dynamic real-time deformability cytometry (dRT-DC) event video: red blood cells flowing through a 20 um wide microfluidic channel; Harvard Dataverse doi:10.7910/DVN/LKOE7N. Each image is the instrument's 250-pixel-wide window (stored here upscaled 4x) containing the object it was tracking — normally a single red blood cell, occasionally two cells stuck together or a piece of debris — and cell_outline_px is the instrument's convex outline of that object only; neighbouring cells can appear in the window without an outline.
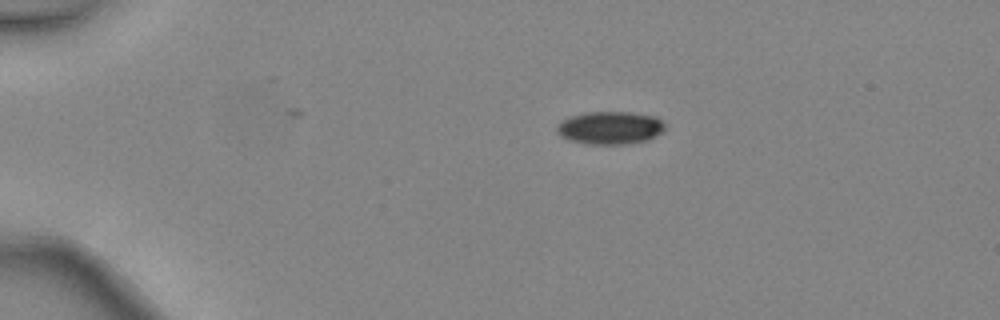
{"species": "common noctule bat (a hibernating species)", "species_latin": "Nyctalus noctula", "temperature_condition": "warm", "stored_images_in_passage": 4, "camera_frame_rate_fps": 3000, "um_per_image_px": 0.085, "animal": {"sex": "female", "body_mass_g": 24.6, "forearm_length_mm": 56.2}, "frame": {"image": 1, "passage_image": 4, "time_ms": 1.0, "image_size_px": [1000, 320], "cell_outline_px": [[664, 132], [648, 140], [620, 144], [592, 144], [572, 140], [560, 136], [556, 132], [556, 124], [568, 116], [584, 112], [632, 112], [656, 116], [664, 124]], "centroid_in_image_um": [51.84, 10.84], "position_along_channel_um": 33.2, "area_um2": 20.81}}